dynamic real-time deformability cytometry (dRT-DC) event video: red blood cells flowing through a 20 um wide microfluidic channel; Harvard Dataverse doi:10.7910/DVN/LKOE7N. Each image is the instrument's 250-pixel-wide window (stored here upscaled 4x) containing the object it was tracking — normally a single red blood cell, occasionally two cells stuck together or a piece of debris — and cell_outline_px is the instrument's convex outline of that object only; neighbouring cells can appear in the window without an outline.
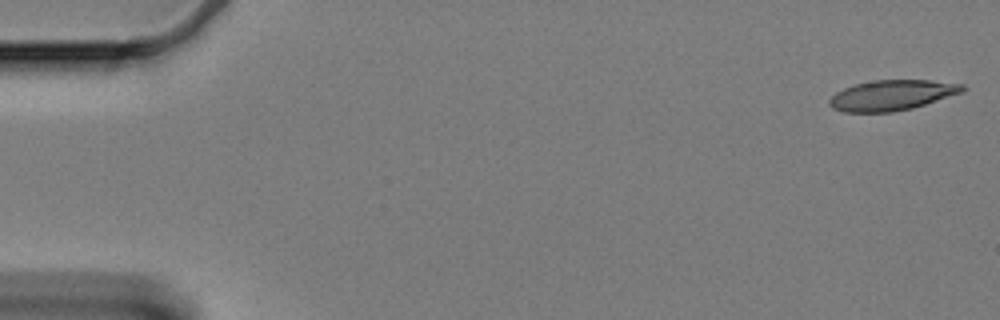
{"species": "Egyptian fruit bat (a non-hibernating species)", "species_latin": "Rousettus aegyptiacus", "temperature_condition": "cold", "stored_images_in_passage": 60, "camera_frame_rate_fps": 3000, "um_per_image_px": 0.085, "animal": {"sex": "female"}, "frame": {"image": 1, "passage_image": 1, "time_ms": 0.0, "image_size_px": [1000, 320], "cell_outline_px": [[968, 88], [964, 92], [912, 108], [892, 112], [844, 112], [832, 108], [828, 104], [828, 100], [836, 92], [844, 88], [856, 84], [876, 80], [928, 80], [964, 84]], "centroid_in_image_um": [75.83, 8.09], "position_along_channel_um": 9.2, "area_um2": 23.58}}
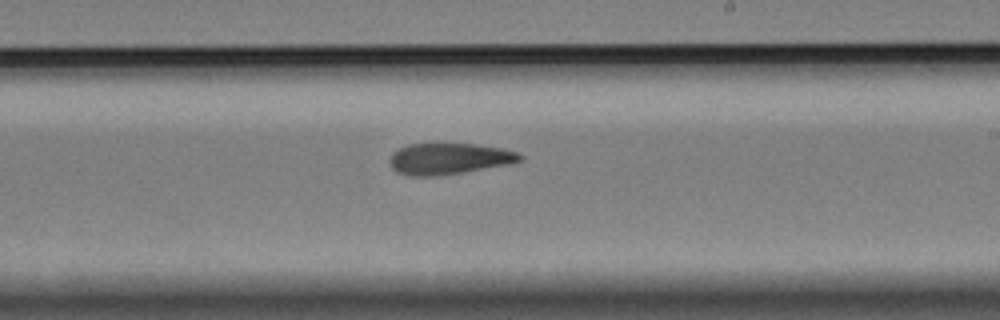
{"frame": {"image": 2, "passage_image": 35, "time_ms": 11.333, "image_size_px": [1000, 320], "cell_outline_px": [[524, 160], [512, 164], [440, 176], [408, 176], [396, 172], [392, 168], [388, 160], [392, 152], [408, 144], [472, 144], [500, 148], [516, 152], [524, 156]], "centroid_in_image_um": [38.16, 13.51], "position_along_channel_um": 250.8, "area_um2": 23.93}}
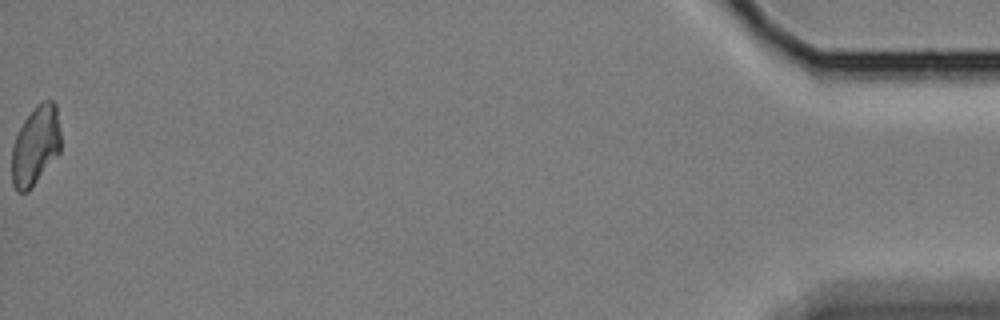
{"frame": {"image": 3, "passage_image": 60, "time_ms": 19.667, "image_size_px": [1000, 320], "cell_outline_px": [[60, 152], [28, 192], [16, 192], [12, 184], [12, 148], [16, 136], [24, 120], [36, 104], [44, 100], [52, 100], [56, 104], [60, 132]], "centroid_in_image_um": [3.02, 12.38], "position_along_channel_um": 432.2, "area_um2": 22.6}, "authors_computed_cell_mechanics": {"area_um2": 24.0737, "velocity_mm_per_s": 3.3118, "shape_relaxation_time_tau1_ms": 9.4475, "shape_relaxation_time_tau2_ms": 7.8216, "deformation_change_tau1": 0.192, "deformation_change_tau2": 0.1645}}